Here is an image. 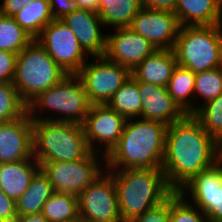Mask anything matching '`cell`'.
<instances>
[{"label":"cell","mask_w":222,"mask_h":222,"mask_svg":"<svg viewBox=\"0 0 222 222\" xmlns=\"http://www.w3.org/2000/svg\"><path fill=\"white\" fill-rule=\"evenodd\" d=\"M222 158V146L193 116L168 126L161 169L167 185L179 191L194 176Z\"/></svg>","instance_id":"obj_1"},{"label":"cell","mask_w":222,"mask_h":222,"mask_svg":"<svg viewBox=\"0 0 222 222\" xmlns=\"http://www.w3.org/2000/svg\"><path fill=\"white\" fill-rule=\"evenodd\" d=\"M167 128L158 121L127 119L118 143L105 156V170L161 169Z\"/></svg>","instance_id":"obj_2"},{"label":"cell","mask_w":222,"mask_h":222,"mask_svg":"<svg viewBox=\"0 0 222 222\" xmlns=\"http://www.w3.org/2000/svg\"><path fill=\"white\" fill-rule=\"evenodd\" d=\"M114 180L122 222L144 214L173 191L166 183L162 169L106 170Z\"/></svg>","instance_id":"obj_3"},{"label":"cell","mask_w":222,"mask_h":222,"mask_svg":"<svg viewBox=\"0 0 222 222\" xmlns=\"http://www.w3.org/2000/svg\"><path fill=\"white\" fill-rule=\"evenodd\" d=\"M90 152L81 124L49 120L33 121L32 154L39 164L76 161Z\"/></svg>","instance_id":"obj_4"},{"label":"cell","mask_w":222,"mask_h":222,"mask_svg":"<svg viewBox=\"0 0 222 222\" xmlns=\"http://www.w3.org/2000/svg\"><path fill=\"white\" fill-rule=\"evenodd\" d=\"M90 106L80 77L77 74H68L55 86L41 92L30 101L27 104V113L32 121L49 120L82 125ZM45 109L50 112L52 110L54 117H47L49 113L41 115Z\"/></svg>","instance_id":"obj_5"},{"label":"cell","mask_w":222,"mask_h":222,"mask_svg":"<svg viewBox=\"0 0 222 222\" xmlns=\"http://www.w3.org/2000/svg\"><path fill=\"white\" fill-rule=\"evenodd\" d=\"M178 66L193 73L222 66V24L180 26L173 48Z\"/></svg>","instance_id":"obj_6"},{"label":"cell","mask_w":222,"mask_h":222,"mask_svg":"<svg viewBox=\"0 0 222 222\" xmlns=\"http://www.w3.org/2000/svg\"><path fill=\"white\" fill-rule=\"evenodd\" d=\"M68 75L34 39L16 58L13 85L28 104Z\"/></svg>","instance_id":"obj_7"},{"label":"cell","mask_w":222,"mask_h":222,"mask_svg":"<svg viewBox=\"0 0 222 222\" xmlns=\"http://www.w3.org/2000/svg\"><path fill=\"white\" fill-rule=\"evenodd\" d=\"M99 154L91 151L76 161L44 162L40 168L48 176L54 191L78 196L105 171V166L102 167L105 164L99 162Z\"/></svg>","instance_id":"obj_8"},{"label":"cell","mask_w":222,"mask_h":222,"mask_svg":"<svg viewBox=\"0 0 222 222\" xmlns=\"http://www.w3.org/2000/svg\"><path fill=\"white\" fill-rule=\"evenodd\" d=\"M77 73L91 105L107 104L114 93L131 77V72L105 56L92 57ZM96 60V61H95Z\"/></svg>","instance_id":"obj_9"},{"label":"cell","mask_w":222,"mask_h":222,"mask_svg":"<svg viewBox=\"0 0 222 222\" xmlns=\"http://www.w3.org/2000/svg\"><path fill=\"white\" fill-rule=\"evenodd\" d=\"M35 40L67 74H77L89 60V55L62 19L47 24Z\"/></svg>","instance_id":"obj_10"},{"label":"cell","mask_w":222,"mask_h":222,"mask_svg":"<svg viewBox=\"0 0 222 222\" xmlns=\"http://www.w3.org/2000/svg\"><path fill=\"white\" fill-rule=\"evenodd\" d=\"M84 222H122L113 177L105 170L78 195Z\"/></svg>","instance_id":"obj_11"},{"label":"cell","mask_w":222,"mask_h":222,"mask_svg":"<svg viewBox=\"0 0 222 222\" xmlns=\"http://www.w3.org/2000/svg\"><path fill=\"white\" fill-rule=\"evenodd\" d=\"M126 121L127 119L122 114L117 113L106 104L90 106L82 126L90 150L100 153L103 159L101 163L105 162V156L118 143ZM103 146L104 148H102ZM102 149H105L103 153Z\"/></svg>","instance_id":"obj_12"},{"label":"cell","mask_w":222,"mask_h":222,"mask_svg":"<svg viewBox=\"0 0 222 222\" xmlns=\"http://www.w3.org/2000/svg\"><path fill=\"white\" fill-rule=\"evenodd\" d=\"M178 192L190 199L189 202L193 201L209 222H222V158L194 176Z\"/></svg>","instance_id":"obj_13"},{"label":"cell","mask_w":222,"mask_h":222,"mask_svg":"<svg viewBox=\"0 0 222 222\" xmlns=\"http://www.w3.org/2000/svg\"><path fill=\"white\" fill-rule=\"evenodd\" d=\"M129 28L146 38L156 50H162L174 48L180 24L172 12L142 7Z\"/></svg>","instance_id":"obj_14"},{"label":"cell","mask_w":222,"mask_h":222,"mask_svg":"<svg viewBox=\"0 0 222 222\" xmlns=\"http://www.w3.org/2000/svg\"><path fill=\"white\" fill-rule=\"evenodd\" d=\"M114 30V33L107 34L104 56L130 72L156 50L146 38L129 27Z\"/></svg>","instance_id":"obj_15"},{"label":"cell","mask_w":222,"mask_h":222,"mask_svg":"<svg viewBox=\"0 0 222 222\" xmlns=\"http://www.w3.org/2000/svg\"><path fill=\"white\" fill-rule=\"evenodd\" d=\"M33 121L26 112L15 120L0 123V163L35 159L32 154Z\"/></svg>","instance_id":"obj_16"},{"label":"cell","mask_w":222,"mask_h":222,"mask_svg":"<svg viewBox=\"0 0 222 222\" xmlns=\"http://www.w3.org/2000/svg\"><path fill=\"white\" fill-rule=\"evenodd\" d=\"M62 20L90 57L104 56L107 34L101 31L104 24L97 12L74 8Z\"/></svg>","instance_id":"obj_17"},{"label":"cell","mask_w":222,"mask_h":222,"mask_svg":"<svg viewBox=\"0 0 222 222\" xmlns=\"http://www.w3.org/2000/svg\"><path fill=\"white\" fill-rule=\"evenodd\" d=\"M138 90L142 105L141 119L169 126L187 115L169 95L166 87L138 82Z\"/></svg>","instance_id":"obj_18"},{"label":"cell","mask_w":222,"mask_h":222,"mask_svg":"<svg viewBox=\"0 0 222 222\" xmlns=\"http://www.w3.org/2000/svg\"><path fill=\"white\" fill-rule=\"evenodd\" d=\"M177 65L173 49L155 50L131 72V76L138 82L167 87Z\"/></svg>","instance_id":"obj_19"},{"label":"cell","mask_w":222,"mask_h":222,"mask_svg":"<svg viewBox=\"0 0 222 222\" xmlns=\"http://www.w3.org/2000/svg\"><path fill=\"white\" fill-rule=\"evenodd\" d=\"M180 26L222 24V0H176Z\"/></svg>","instance_id":"obj_20"},{"label":"cell","mask_w":222,"mask_h":222,"mask_svg":"<svg viewBox=\"0 0 222 222\" xmlns=\"http://www.w3.org/2000/svg\"><path fill=\"white\" fill-rule=\"evenodd\" d=\"M39 169L40 164L35 159L0 163V189L17 201Z\"/></svg>","instance_id":"obj_21"},{"label":"cell","mask_w":222,"mask_h":222,"mask_svg":"<svg viewBox=\"0 0 222 222\" xmlns=\"http://www.w3.org/2000/svg\"><path fill=\"white\" fill-rule=\"evenodd\" d=\"M54 192L48 176L40 168L27 190L16 201L17 216L42 213L45 202Z\"/></svg>","instance_id":"obj_22"},{"label":"cell","mask_w":222,"mask_h":222,"mask_svg":"<svg viewBox=\"0 0 222 222\" xmlns=\"http://www.w3.org/2000/svg\"><path fill=\"white\" fill-rule=\"evenodd\" d=\"M98 14L106 27H130L142 8L140 0H98Z\"/></svg>","instance_id":"obj_23"},{"label":"cell","mask_w":222,"mask_h":222,"mask_svg":"<svg viewBox=\"0 0 222 222\" xmlns=\"http://www.w3.org/2000/svg\"><path fill=\"white\" fill-rule=\"evenodd\" d=\"M195 75L191 70L177 65L166 87L172 99L188 115H193L198 110L197 103L194 104L192 100Z\"/></svg>","instance_id":"obj_24"},{"label":"cell","mask_w":222,"mask_h":222,"mask_svg":"<svg viewBox=\"0 0 222 222\" xmlns=\"http://www.w3.org/2000/svg\"><path fill=\"white\" fill-rule=\"evenodd\" d=\"M13 18L33 39L54 20L49 0H35L24 6Z\"/></svg>","instance_id":"obj_25"},{"label":"cell","mask_w":222,"mask_h":222,"mask_svg":"<svg viewBox=\"0 0 222 222\" xmlns=\"http://www.w3.org/2000/svg\"><path fill=\"white\" fill-rule=\"evenodd\" d=\"M126 119L141 118V96L138 81L132 76L114 93L106 104Z\"/></svg>","instance_id":"obj_26"},{"label":"cell","mask_w":222,"mask_h":222,"mask_svg":"<svg viewBox=\"0 0 222 222\" xmlns=\"http://www.w3.org/2000/svg\"><path fill=\"white\" fill-rule=\"evenodd\" d=\"M42 215L48 222H71L79 218L78 196L54 192L45 202Z\"/></svg>","instance_id":"obj_27"},{"label":"cell","mask_w":222,"mask_h":222,"mask_svg":"<svg viewBox=\"0 0 222 222\" xmlns=\"http://www.w3.org/2000/svg\"><path fill=\"white\" fill-rule=\"evenodd\" d=\"M33 40L13 17L0 14V50L19 54Z\"/></svg>","instance_id":"obj_28"},{"label":"cell","mask_w":222,"mask_h":222,"mask_svg":"<svg viewBox=\"0 0 222 222\" xmlns=\"http://www.w3.org/2000/svg\"><path fill=\"white\" fill-rule=\"evenodd\" d=\"M193 116L222 146V94L202 105Z\"/></svg>","instance_id":"obj_29"},{"label":"cell","mask_w":222,"mask_h":222,"mask_svg":"<svg viewBox=\"0 0 222 222\" xmlns=\"http://www.w3.org/2000/svg\"><path fill=\"white\" fill-rule=\"evenodd\" d=\"M26 112L27 104L20 98L13 83H0V123L15 120Z\"/></svg>","instance_id":"obj_30"},{"label":"cell","mask_w":222,"mask_h":222,"mask_svg":"<svg viewBox=\"0 0 222 222\" xmlns=\"http://www.w3.org/2000/svg\"><path fill=\"white\" fill-rule=\"evenodd\" d=\"M222 94V66L195 75L194 99H203L198 109L206 102ZM200 97V99H199Z\"/></svg>","instance_id":"obj_31"},{"label":"cell","mask_w":222,"mask_h":222,"mask_svg":"<svg viewBox=\"0 0 222 222\" xmlns=\"http://www.w3.org/2000/svg\"><path fill=\"white\" fill-rule=\"evenodd\" d=\"M170 222H209L207 216L178 191L170 194Z\"/></svg>","instance_id":"obj_32"},{"label":"cell","mask_w":222,"mask_h":222,"mask_svg":"<svg viewBox=\"0 0 222 222\" xmlns=\"http://www.w3.org/2000/svg\"><path fill=\"white\" fill-rule=\"evenodd\" d=\"M130 222H170V195L160 204L148 209Z\"/></svg>","instance_id":"obj_33"},{"label":"cell","mask_w":222,"mask_h":222,"mask_svg":"<svg viewBox=\"0 0 222 222\" xmlns=\"http://www.w3.org/2000/svg\"><path fill=\"white\" fill-rule=\"evenodd\" d=\"M18 54L0 50V83L13 82Z\"/></svg>","instance_id":"obj_34"},{"label":"cell","mask_w":222,"mask_h":222,"mask_svg":"<svg viewBox=\"0 0 222 222\" xmlns=\"http://www.w3.org/2000/svg\"><path fill=\"white\" fill-rule=\"evenodd\" d=\"M16 218V201L0 189V222H15Z\"/></svg>","instance_id":"obj_35"},{"label":"cell","mask_w":222,"mask_h":222,"mask_svg":"<svg viewBox=\"0 0 222 222\" xmlns=\"http://www.w3.org/2000/svg\"><path fill=\"white\" fill-rule=\"evenodd\" d=\"M51 13L54 19H62L74 8V0H49Z\"/></svg>","instance_id":"obj_36"},{"label":"cell","mask_w":222,"mask_h":222,"mask_svg":"<svg viewBox=\"0 0 222 222\" xmlns=\"http://www.w3.org/2000/svg\"><path fill=\"white\" fill-rule=\"evenodd\" d=\"M35 0H3L0 5V14L14 17L24 6Z\"/></svg>","instance_id":"obj_37"},{"label":"cell","mask_w":222,"mask_h":222,"mask_svg":"<svg viewBox=\"0 0 222 222\" xmlns=\"http://www.w3.org/2000/svg\"><path fill=\"white\" fill-rule=\"evenodd\" d=\"M144 8L175 13L176 0H140Z\"/></svg>","instance_id":"obj_38"},{"label":"cell","mask_w":222,"mask_h":222,"mask_svg":"<svg viewBox=\"0 0 222 222\" xmlns=\"http://www.w3.org/2000/svg\"><path fill=\"white\" fill-rule=\"evenodd\" d=\"M74 6L78 9L94 11L98 13V0H74Z\"/></svg>","instance_id":"obj_39"},{"label":"cell","mask_w":222,"mask_h":222,"mask_svg":"<svg viewBox=\"0 0 222 222\" xmlns=\"http://www.w3.org/2000/svg\"><path fill=\"white\" fill-rule=\"evenodd\" d=\"M15 222H48V220L42 215V213H38L17 216Z\"/></svg>","instance_id":"obj_40"},{"label":"cell","mask_w":222,"mask_h":222,"mask_svg":"<svg viewBox=\"0 0 222 222\" xmlns=\"http://www.w3.org/2000/svg\"><path fill=\"white\" fill-rule=\"evenodd\" d=\"M71 222H84L81 218H78L77 220L71 221Z\"/></svg>","instance_id":"obj_41"}]
</instances>
